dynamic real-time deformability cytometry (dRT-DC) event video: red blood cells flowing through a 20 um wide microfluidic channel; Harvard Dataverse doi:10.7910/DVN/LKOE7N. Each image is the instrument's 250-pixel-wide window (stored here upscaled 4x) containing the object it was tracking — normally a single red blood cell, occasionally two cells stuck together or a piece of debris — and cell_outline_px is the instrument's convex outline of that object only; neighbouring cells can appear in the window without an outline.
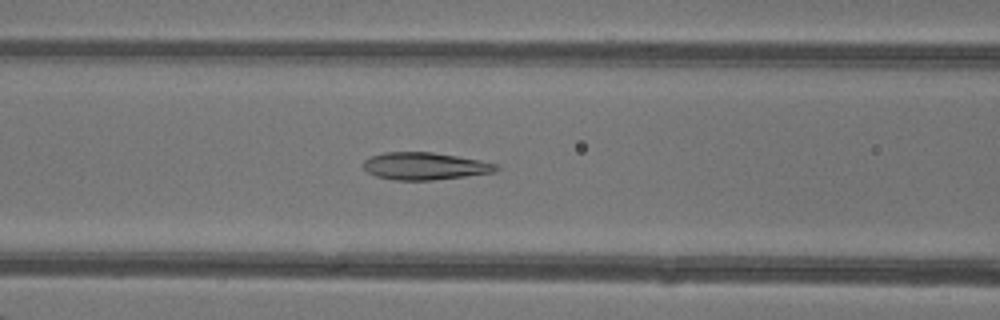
{"species": "common noctule bat (a hibernating species)", "species_latin": "Nyctalus noctula", "temperature_condition": "warm", "stored_images_in_passage": 48, "camera_frame_rate_fps": 3000, "um_per_image_px": 0.085, "animal": {"sex": "female"}, "frame": {"image": 1, "passage_image": 21, "time_ms": 6.667, "image_size_px": [1000, 320], "cell_outline_px": [[500, 168], [496, 172], [432, 180], [396, 180], [376, 176], [368, 172], [364, 168], [364, 160], [372, 156], [384, 152], [432, 152], [480, 160], [500, 164]], "centroid_in_image_um": [36.15, 14.11], "position_along_channel_um": 130.4, "area_um2": 21.1}}
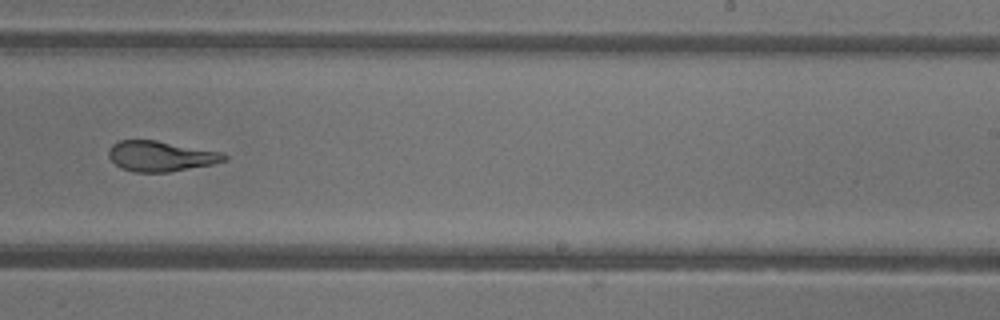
{"frame": {"image": 2, "passage_image": 31, "time_ms": 10.0, "image_size_px": [1000, 320], "cell_outline_px": [[228, 160], [212, 164], [168, 172], [136, 172], [120, 168], [108, 156], [108, 152], [112, 144], [120, 140], [156, 140], [224, 152], [228, 156]], "centroid_in_image_um": [13.69, 13.27], "position_along_channel_um": 275.3, "area_um2": 20.52}}
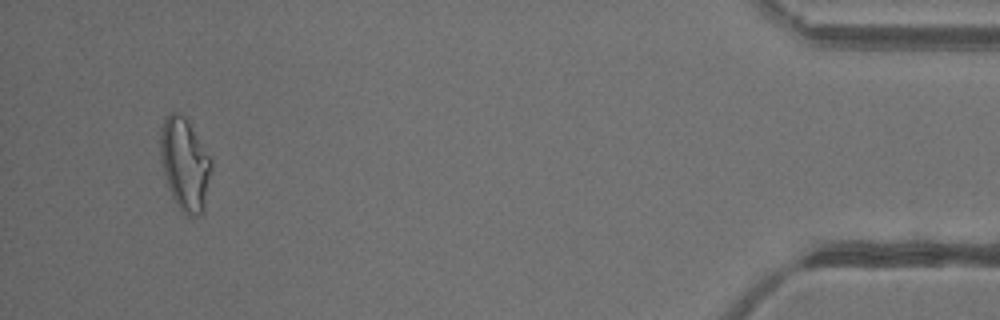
{"frame": {"image": 3, "passage_image": 46, "time_ms": 15.0, "image_size_px": [1000, 320], "cell_outline_px": [[212, 168], [204, 212], [200, 216], [188, 216], [176, 204], [172, 196], [164, 172], [160, 156], [160, 128], [164, 116], [172, 108], [184, 116], [212, 160]], "centroid_in_image_um": [15.71, 13.93], "position_along_channel_um": 419.5, "area_um2": 27.63}, "authors_computed_cell_mechanics": {"area_um2": 23.12, "velocity_mm_per_s": 4.3508, "shape_relaxation_time_tau1_ms": null, "shape_relaxation_time_tau2_ms": 1.2082, "deformation_change_tau1": null, "deformation_change_tau2": 0.0762}}